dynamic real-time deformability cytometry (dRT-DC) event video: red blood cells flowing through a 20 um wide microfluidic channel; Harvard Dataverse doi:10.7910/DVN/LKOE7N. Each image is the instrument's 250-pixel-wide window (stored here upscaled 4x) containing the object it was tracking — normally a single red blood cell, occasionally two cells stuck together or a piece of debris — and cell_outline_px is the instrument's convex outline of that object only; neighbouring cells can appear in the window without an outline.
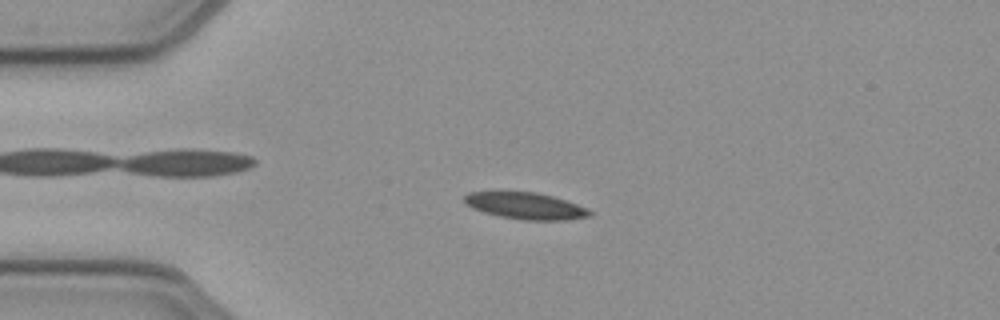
{"species": "common noctule bat (a hibernating species)", "species_latin": "Nyctalus noctula", "temperature_condition": "cold", "stored_images_in_passage": 52, "camera_frame_rate_fps": 3000, "um_per_image_px": 0.085, "animal": {"sex": "female", "body_mass_g": 21.9}, "frame": {"image": 1, "passage_image": 12, "time_ms": 3.667, "image_size_px": [1000, 320], "cell_outline_px": [[592, 216], [568, 220], [524, 220], [500, 216], [484, 212], [472, 208], [464, 200], [464, 196], [468, 192], [536, 192], [552, 196], [588, 208], [592, 212]], "centroid_in_image_um": [44.71, 17.5], "position_along_channel_um": 40.3, "area_um2": 19.31}}
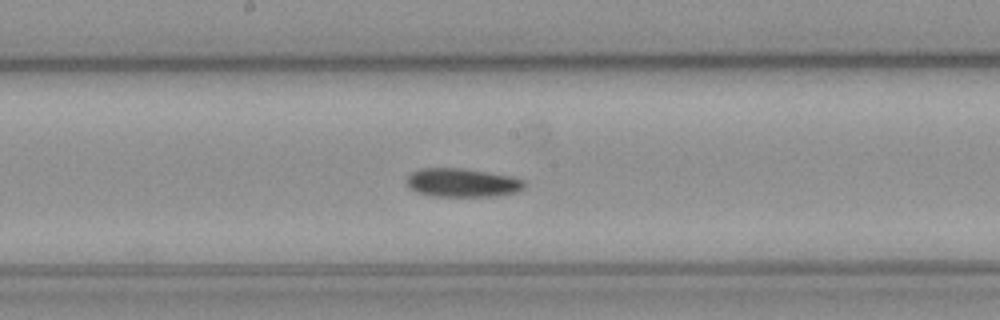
{"frame": {"image": 2, "passage_image": 27, "time_ms": 8.667, "image_size_px": [1000, 320], "cell_outline_px": [[528, 184], [524, 188], [516, 192], [496, 196], [432, 196], [416, 192], [408, 188], [404, 180], [412, 172], [420, 168], [464, 168], [512, 176], [524, 180]], "centroid_in_image_um": [39.28, 15.52], "position_along_channel_um": 208.9, "area_um2": 20.0}}
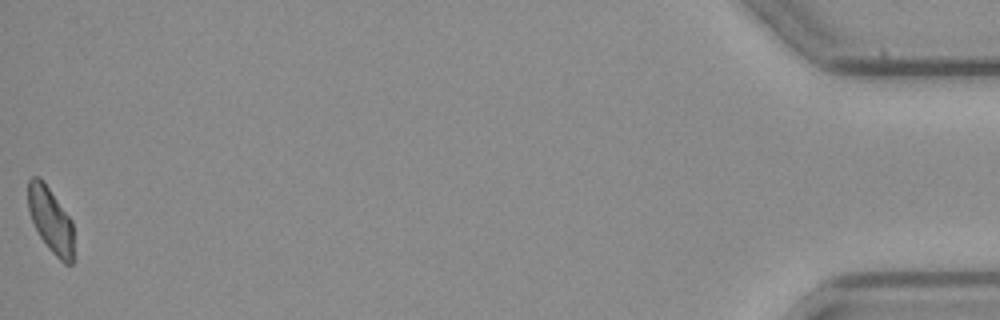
{"frame": {"image": 3, "passage_image": 52, "time_ms": 17.0, "image_size_px": [1000, 320], "cell_outline_px": [[72, 264], [64, 264], [48, 248], [40, 236], [32, 220], [28, 208], [28, 180], [32, 176], [40, 176], [44, 180], [72, 220]], "centroid_in_image_um": [4.29, 18.64], "position_along_channel_um": 430.9, "area_um2": 17.28}}